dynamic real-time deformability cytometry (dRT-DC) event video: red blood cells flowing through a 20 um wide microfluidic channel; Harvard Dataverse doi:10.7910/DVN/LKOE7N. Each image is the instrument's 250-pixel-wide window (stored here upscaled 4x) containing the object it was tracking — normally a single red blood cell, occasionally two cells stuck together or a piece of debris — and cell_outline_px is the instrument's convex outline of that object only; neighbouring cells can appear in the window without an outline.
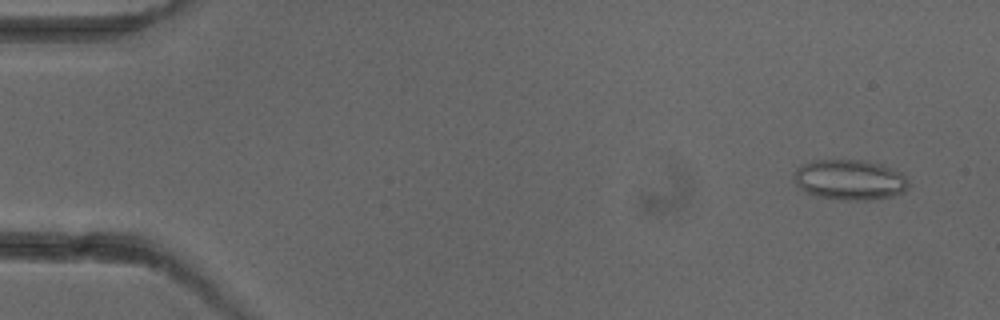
{"species": "common noctule bat (a hibernating species)", "species_latin": "Nyctalus noctula", "temperature_condition": "cold", "stored_images_in_passage": 5, "camera_frame_rate_fps": 3000, "um_per_image_px": 0.085, "animal": {"sex": "female"}, "frame": {"image": 1, "passage_image": 2, "time_ms": 1.0, "image_size_px": [1000, 320], "cell_outline_px": [[908, 184], [904, 192], [892, 196], [872, 200], [840, 200], [816, 196], [800, 188], [796, 184], [796, 168], [800, 164], [812, 160], [864, 160], [880, 164], [900, 172], [908, 180]], "centroid_in_image_um": [72.23, 15.28], "position_along_channel_um": 12.8, "area_um2": 26.88}}